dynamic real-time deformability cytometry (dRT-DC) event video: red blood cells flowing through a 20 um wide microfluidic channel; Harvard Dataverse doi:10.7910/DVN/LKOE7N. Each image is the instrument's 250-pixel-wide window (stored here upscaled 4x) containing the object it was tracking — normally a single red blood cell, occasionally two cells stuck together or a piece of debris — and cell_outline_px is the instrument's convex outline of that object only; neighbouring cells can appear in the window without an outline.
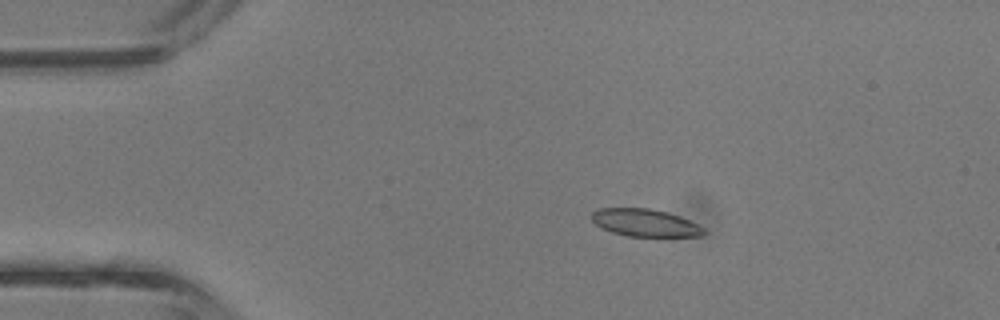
{"species": "common noctule bat (a hibernating species)", "species_latin": "Nyctalus noctula", "temperature_condition": "room temperature", "stored_images_in_passage": 4, "camera_frame_rate_fps": 3000, "um_per_image_px": 0.085, "animal": {"sex": "male", "body_mass_g": 13.3}, "frame": {"image": 1, "passage_image": 3, "time_ms": 0.667, "image_size_px": [1000, 320], "cell_outline_px": [[708, 232], [704, 236], [628, 236], [612, 232], [600, 228], [592, 220], [592, 212], [600, 208], [648, 208], [668, 212], [680, 216], [704, 228]], "centroid_in_image_um": [54.84, 18.94], "position_along_channel_um": 30.2, "area_um2": 17.98}}